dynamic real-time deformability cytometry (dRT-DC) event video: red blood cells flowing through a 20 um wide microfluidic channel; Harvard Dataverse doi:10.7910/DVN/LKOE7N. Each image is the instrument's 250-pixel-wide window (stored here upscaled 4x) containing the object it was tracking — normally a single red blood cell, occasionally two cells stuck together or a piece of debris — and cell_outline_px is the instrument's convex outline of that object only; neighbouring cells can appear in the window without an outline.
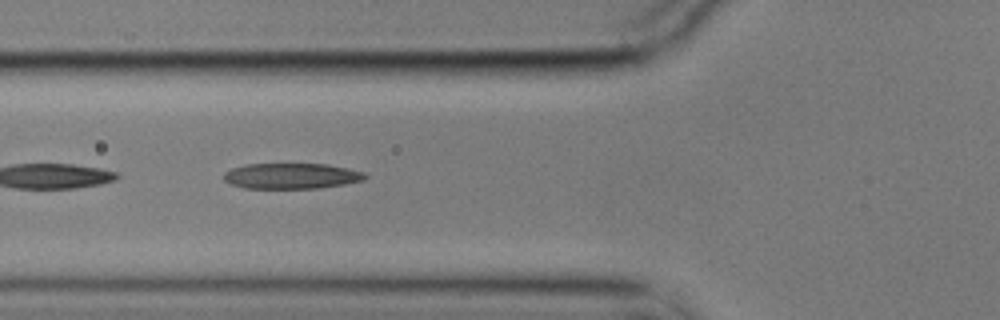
{"species": "common noctule bat (a hibernating species)", "species_latin": "Nyctalus noctula", "temperature_condition": "cold", "stored_images_in_passage": 44, "camera_frame_rate_fps": 3000, "um_per_image_px": 0.085, "animal": {"sex": "male", "body_mass_g": 17.9}, "frame": {"image": 1, "passage_image": 9, "time_ms": 2.667, "image_size_px": [1000, 320], "cell_outline_px": [[368, 176], [364, 180], [344, 184], [320, 188], [244, 188], [232, 184], [224, 180], [224, 172], [232, 168], [244, 164], [328, 164], [348, 168], [364, 172]], "centroid_in_image_um": [24.79, 14.95], "position_along_channel_um": 101.0, "area_um2": 21.15}}
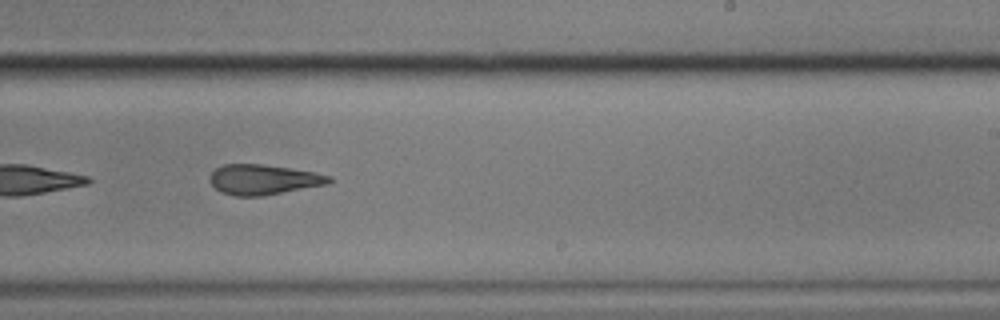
{"frame": {"image": 2, "passage_image": 23, "time_ms": 7.333, "image_size_px": [1000, 320], "cell_outline_px": [[332, 180], [328, 184], [260, 196], [236, 196], [220, 192], [208, 180], [212, 172], [216, 168], [224, 164], [260, 164], [288, 168], [312, 172], [332, 176]], "centroid_in_image_um": [22.36, 15.26], "position_along_channel_um": 266.6, "area_um2": 20.69}}
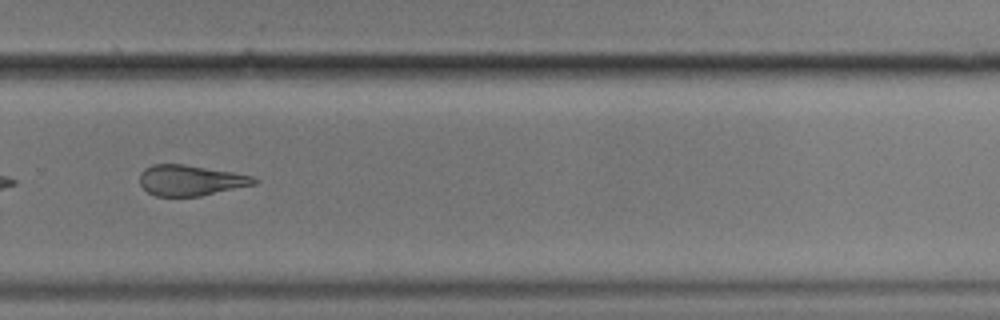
{"frame": {"image": 3, "passage_image": 27, "time_ms": 8.667, "image_size_px": [1000, 320], "cell_outline_px": [[260, 184], [200, 196], [156, 196], [148, 192], [140, 184], [140, 172], [144, 168], [152, 164], [184, 164], [232, 172], [252, 176], [260, 180]], "centroid_in_image_um": [16.24, 15.33], "position_along_channel_um": 313.6, "area_um2": 20.63}, "authors_computed_cell_mechanics": {"area_um2": 21.5016, "velocity_mm_per_s": 3.5404, "shape_relaxation_time_tau1_ms": 6.5303, "shape_relaxation_time_tau2_ms": 2.4711, "deformation_change_tau1": 0.2069, "deformation_change_tau2": 0.1243}}